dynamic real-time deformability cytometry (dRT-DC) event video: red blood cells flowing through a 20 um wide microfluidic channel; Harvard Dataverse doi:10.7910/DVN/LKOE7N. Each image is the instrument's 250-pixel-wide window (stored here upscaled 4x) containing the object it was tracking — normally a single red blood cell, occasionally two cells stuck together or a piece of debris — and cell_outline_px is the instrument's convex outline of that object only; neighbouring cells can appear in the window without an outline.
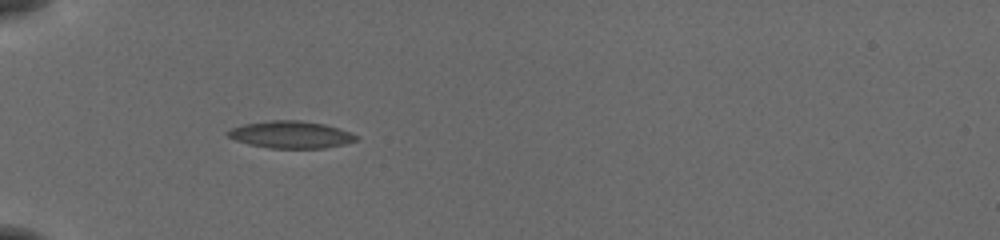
{"species": "common noctule bat (a hibernating species)", "species_latin": "Nyctalus noctula", "temperature_condition": "cold", "stored_images_in_passage": 36, "camera_frame_rate_fps": 3000, "um_per_image_px": 0.085, "animal": {"sex": "female", "body_mass_g": 19.5, "forearm_length_mm": 54.1}, "frame": {"image": 1, "passage_image": 1, "time_ms": 0.0, "image_size_px": [1000, 240], "cell_outline_px": [[360, 136], [356, 140], [344, 144], [324, 148], [268, 148], [248, 144], [236, 140], [228, 136], [224, 132], [232, 128], [244, 124], [272, 120], [300, 120], [324, 124], [340, 128]], "centroid_in_image_um": [24.73, 11.44], "position_along_channel_um": 60.3, "area_um2": 20.35}}
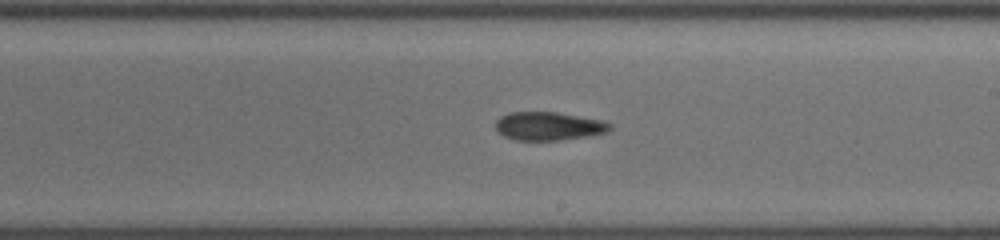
{"frame": {"image": 2, "passage_image": 16, "time_ms": 5.0, "image_size_px": [1000, 240], "cell_outline_px": [[612, 128], [608, 132], [592, 136], [560, 140], [516, 140], [504, 136], [496, 132], [496, 120], [500, 116], [508, 112], [556, 112], [600, 120], [612, 124]], "centroid_in_image_um": [46.63, 10.73], "position_along_channel_um": 242.4, "area_um2": 19.07}}
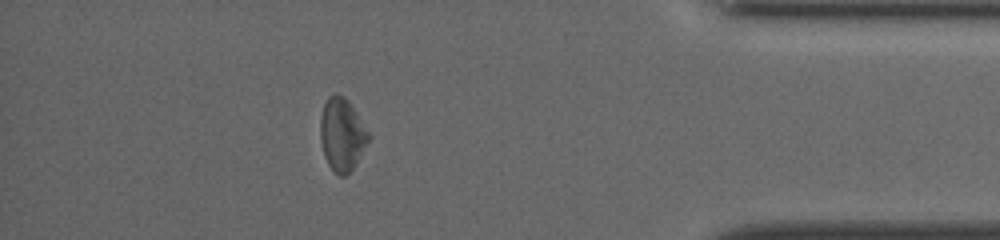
{"frame": {"image": 3, "passage_image": 31, "time_ms": 10.0, "image_size_px": [1000, 240], "cell_outline_px": [[372, 136], [356, 164], [344, 176], [340, 176], [328, 164], [324, 156], [320, 140], [320, 116], [324, 104], [328, 96], [336, 92], [344, 96], [348, 100]], "centroid_in_image_um": [29.07, 11.4], "position_along_channel_um": 406.1, "area_um2": 20.58}, "authors_computed_cell_mechanics": {"area_um2": 19.8254, "velocity_mm_per_s": 3.894, "shape_relaxation_time_tau1_ms": null, "shape_relaxation_time_tau2_ms": 7.1757, "deformation_change_tau1": null, "deformation_change_tau2": 0.1795}}